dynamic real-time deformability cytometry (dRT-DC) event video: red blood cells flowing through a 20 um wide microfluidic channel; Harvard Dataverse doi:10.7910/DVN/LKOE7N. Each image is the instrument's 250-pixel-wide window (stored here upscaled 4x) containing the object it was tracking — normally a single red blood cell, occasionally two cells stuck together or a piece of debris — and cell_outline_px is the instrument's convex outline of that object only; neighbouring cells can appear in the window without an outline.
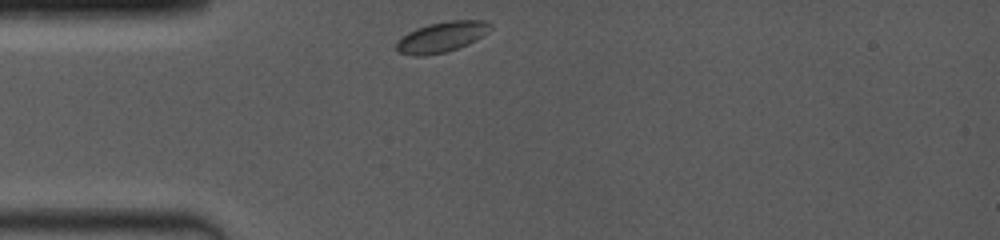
{"species": "common noctule bat (a hibernating species)", "species_latin": "Nyctalus noctula", "temperature_condition": "room temperature", "stored_images_in_passage": 4, "camera_frame_rate_fps": 4000, "um_per_image_px": 0.085, "animal": {"sex": "female", "body_mass_g": 19.0, "forearm_length_mm": 53.3}, "frame": {"image": 1, "passage_image": 1, "time_ms": 0.0, "image_size_px": [1000, 240], "cell_outline_px": [[492, 28], [488, 32], [476, 40], [468, 44], [444, 52], [424, 56], [412, 56], [396, 52], [396, 40], [408, 32], [416, 28], [428, 24], [448, 20], [484, 20], [492, 24]], "centroid_in_image_um": [37.51, 3.14], "position_along_channel_um": 47.5, "area_um2": 16.88}}
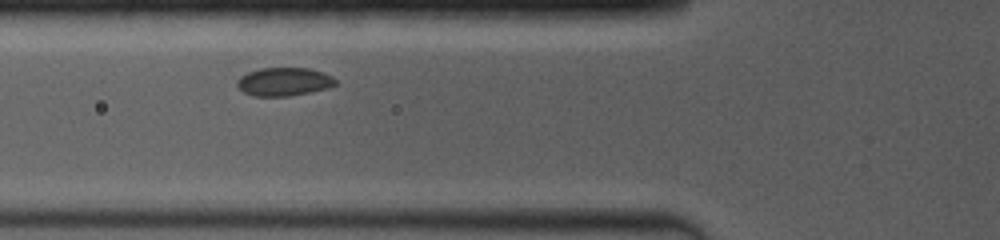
{"frame": {"image": 2, "passage_image": 3, "time_ms": 1.75, "image_size_px": [1000, 240], "cell_outline_px": [[336, 84], [328, 88], [312, 92], [288, 96], [252, 96], [244, 92], [236, 84], [236, 80], [240, 76], [248, 72], [260, 68], [308, 68], [324, 72], [332, 76], [336, 80]], "centroid_in_image_um": [24.14, 6.94], "position_along_channel_um": 101.7, "area_um2": 16.36}}
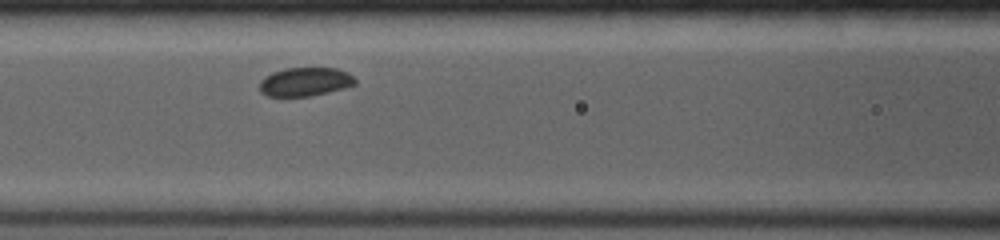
{"frame": {"image": 3, "passage_image": 4, "time_ms": 2.75, "image_size_px": [1000, 240], "cell_outline_px": [[356, 84], [344, 88], [328, 92], [308, 96], [268, 96], [260, 92], [260, 80], [264, 76], [272, 72], [284, 68], [336, 68], [348, 72], [356, 80]], "centroid_in_image_um": [25.92, 6.94], "position_along_channel_um": 140.7, "area_um2": 16.01}}